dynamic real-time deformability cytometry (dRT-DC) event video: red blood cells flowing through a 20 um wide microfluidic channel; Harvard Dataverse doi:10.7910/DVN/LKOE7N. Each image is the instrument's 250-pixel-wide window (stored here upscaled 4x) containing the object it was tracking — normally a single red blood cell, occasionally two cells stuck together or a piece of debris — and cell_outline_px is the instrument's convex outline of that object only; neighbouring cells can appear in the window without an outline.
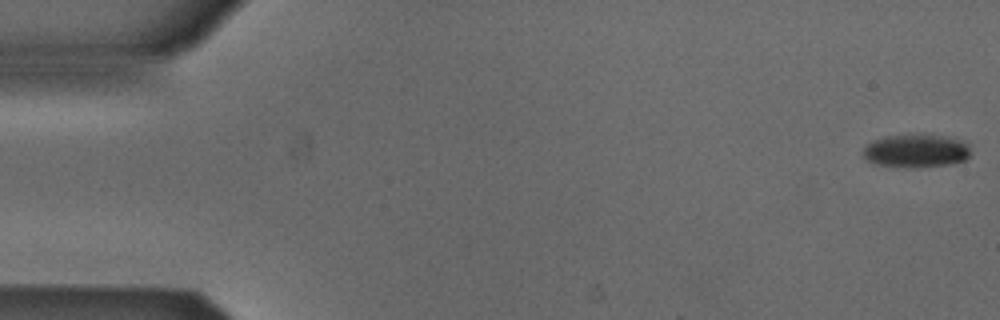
{"species": "Egyptian fruit bat (a non-hibernating species)", "species_latin": "Rousettus aegyptiacus", "temperature_condition": "cold", "stored_images_in_passage": 53, "camera_frame_rate_fps": 3000, "um_per_image_px": 0.085, "animal": {"sex": "male"}, "frame": {"image": 1, "passage_image": 1, "time_ms": 0.0, "image_size_px": [1000, 320], "cell_outline_px": [[972, 156], [964, 160], [948, 164], [920, 168], [908, 168], [876, 164], [864, 160], [860, 152], [872, 140], [888, 136], [948, 136], [968, 144], [972, 152]], "centroid_in_image_um": [77.85, 12.86], "position_along_channel_um": 7.2, "area_um2": 20.87}}
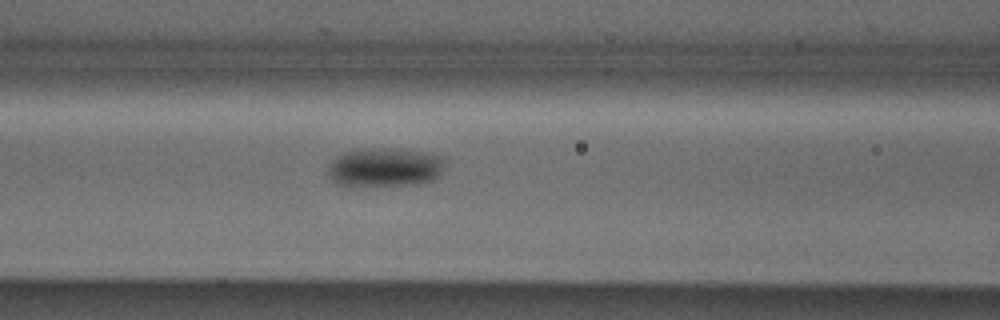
{"frame": {"image": 2, "passage_image": 22, "time_ms": 7.0, "image_size_px": [1000, 320], "cell_outline_px": [[444, 160], [440, 172], [432, 180], [416, 184], [364, 188], [348, 188], [336, 184], [328, 176], [328, 168], [332, 160], [344, 152], [360, 148], [392, 148], [424, 152], [440, 156]], "centroid_in_image_um": [32.6, 14.26], "position_along_channel_um": 134.0, "area_um2": 27.28}}
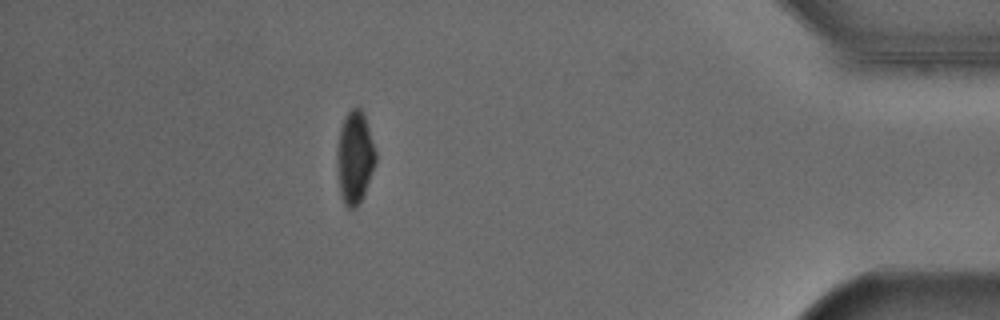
{"frame": {"image": 3, "passage_image": 47, "time_ms": 15.333, "image_size_px": [1000, 320], "cell_outline_px": [[376, 160], [364, 192], [356, 208], [348, 208], [344, 204], [340, 196], [336, 160], [336, 152], [340, 128], [344, 116], [352, 108], [360, 108], [364, 116], [376, 152]], "centroid_in_image_um": [30.12, 13.39], "position_along_channel_um": 405.1, "area_um2": 20.58}, "authors_computed_cell_mechanics": {"area_um2": 22.4842, "velocity_mm_per_s": 3.87, "shape_relaxation_time_tau1_ms": 4.8252, "shape_relaxation_time_tau2_ms": null, "deformation_change_tau1": 0.1149, "deformation_change_tau2": null}}